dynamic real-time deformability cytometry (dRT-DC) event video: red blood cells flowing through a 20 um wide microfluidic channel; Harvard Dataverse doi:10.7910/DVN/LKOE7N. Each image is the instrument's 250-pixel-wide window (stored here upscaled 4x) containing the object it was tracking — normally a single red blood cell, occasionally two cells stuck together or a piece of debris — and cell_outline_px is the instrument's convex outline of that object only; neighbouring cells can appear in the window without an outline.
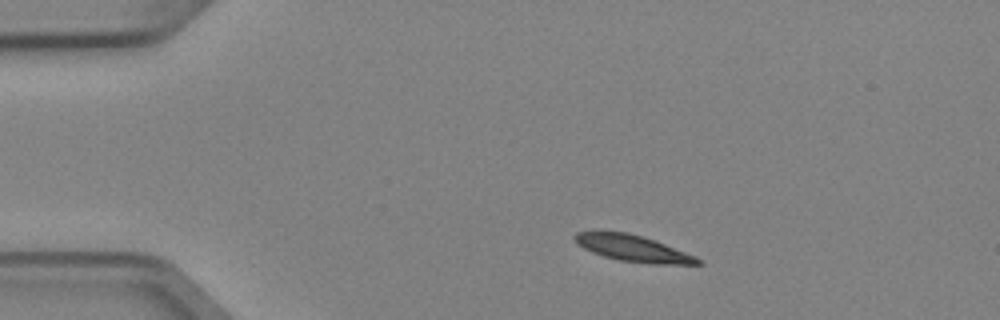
{"species": "Egyptian fruit bat (a non-hibernating species)", "species_latin": "Rousettus aegyptiacus", "temperature_condition": "cold", "stored_images_in_passage": 6, "camera_frame_rate_fps": 3000, "um_per_image_px": 0.085, "animal": {"sex": "female"}, "frame": {"image": 1, "passage_image": 1, "time_ms": 0.0, "image_size_px": [1000, 320], "cell_outline_px": [[704, 264], [652, 264], [620, 260], [604, 256], [592, 252], [576, 244], [572, 236], [576, 232], [628, 232], [644, 236], [696, 256], [704, 260]], "centroid_in_image_um": [53.83, 21.11], "position_along_channel_um": 31.2, "area_um2": 18.9}}
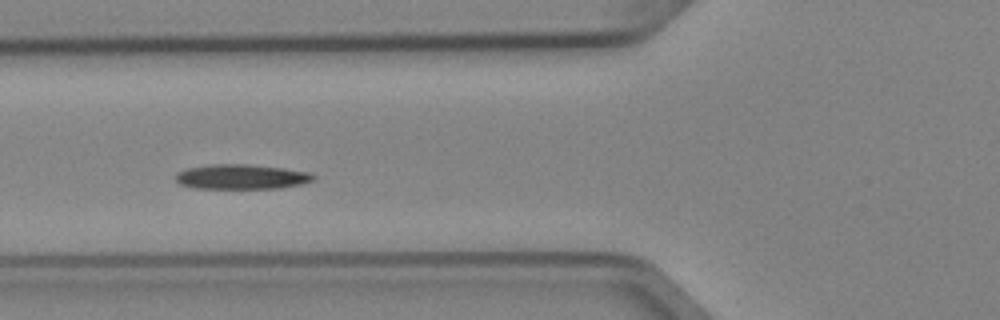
{"frame": {"image": 2, "passage_image": 4, "time_ms": 1.0, "image_size_px": [1000, 320], "cell_outline_px": [[316, 176], [312, 180], [300, 184], [280, 188], [192, 188], [180, 184], [176, 180], [176, 172], [184, 168], [204, 164], [248, 164], [284, 168], [312, 172]], "centroid_in_image_um": [20.48, 15.01], "position_along_channel_um": 105.3, "area_um2": 20.17}}
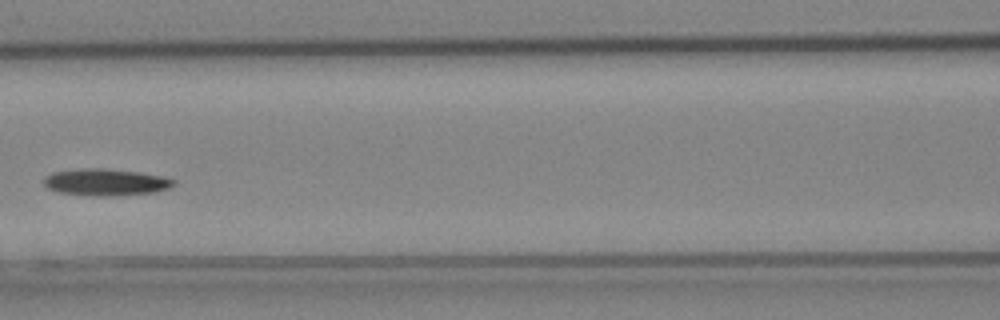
{"frame": {"image": 3, "passage_image": 5, "time_ms": 1.333, "image_size_px": [1000, 320], "cell_outline_px": [[176, 184], [168, 188], [156, 192], [112, 196], [96, 196], [56, 192], [48, 188], [44, 184], [44, 176], [52, 172], [80, 168], [104, 168], [140, 172], [160, 176], [176, 180]], "centroid_in_image_um": [8.97, 15.48], "position_along_channel_um": 157.6, "area_um2": 20.46}}